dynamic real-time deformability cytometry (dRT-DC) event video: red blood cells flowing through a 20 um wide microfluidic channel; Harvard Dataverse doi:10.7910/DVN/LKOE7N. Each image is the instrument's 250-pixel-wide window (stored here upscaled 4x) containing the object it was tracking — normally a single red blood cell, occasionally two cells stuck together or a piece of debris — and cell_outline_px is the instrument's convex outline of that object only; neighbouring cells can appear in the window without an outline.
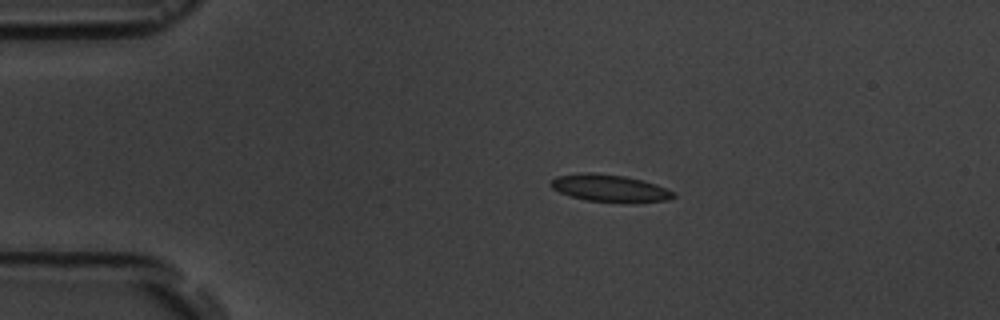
{"species": "common noctule bat (a hibernating species)", "species_latin": "Nyctalus noctula", "temperature_condition": "room temperature", "stored_images_in_passage": 4, "camera_frame_rate_fps": 3000, "um_per_image_px": 0.085, "animal": {"sex": "male", "body_mass_g": 19.5, "forearm_length_mm": 54.6}, "frame": {"image": 1, "passage_image": 2, "time_ms": 2.0, "image_size_px": [1000, 320], "cell_outline_px": [[676, 196], [668, 200], [636, 204], [628, 204], [584, 200], [560, 192], [552, 188], [548, 184], [556, 176], [584, 172], [592, 172], [624, 176], [644, 180], [656, 184], [676, 192]], "centroid_in_image_um": [51.89, 16.02], "position_along_channel_um": 33.1, "area_um2": 20.06}}
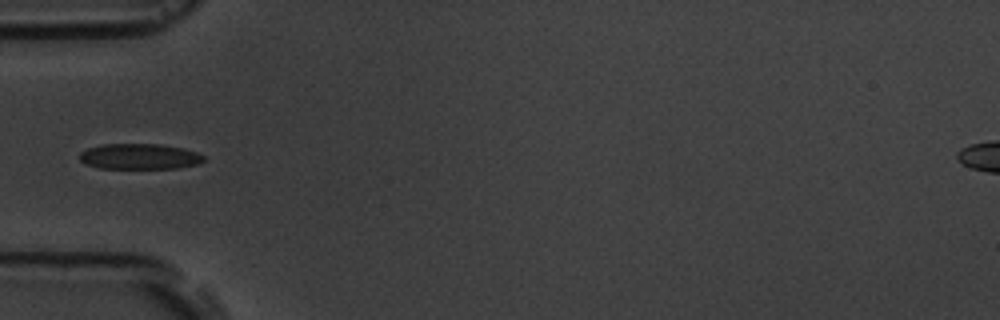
{"frame": {"image": 2, "passage_image": 4, "time_ms": 4.333, "image_size_px": [1000, 320], "cell_outline_px": [[204, 160], [200, 164], [176, 168], [100, 168], [84, 164], [80, 160], [80, 152], [88, 148], [104, 144], [160, 144], [184, 148], [196, 152], [204, 156]], "centroid_in_image_um": [11.87, 13.3], "position_along_channel_um": 73.1, "area_um2": 18.55}}